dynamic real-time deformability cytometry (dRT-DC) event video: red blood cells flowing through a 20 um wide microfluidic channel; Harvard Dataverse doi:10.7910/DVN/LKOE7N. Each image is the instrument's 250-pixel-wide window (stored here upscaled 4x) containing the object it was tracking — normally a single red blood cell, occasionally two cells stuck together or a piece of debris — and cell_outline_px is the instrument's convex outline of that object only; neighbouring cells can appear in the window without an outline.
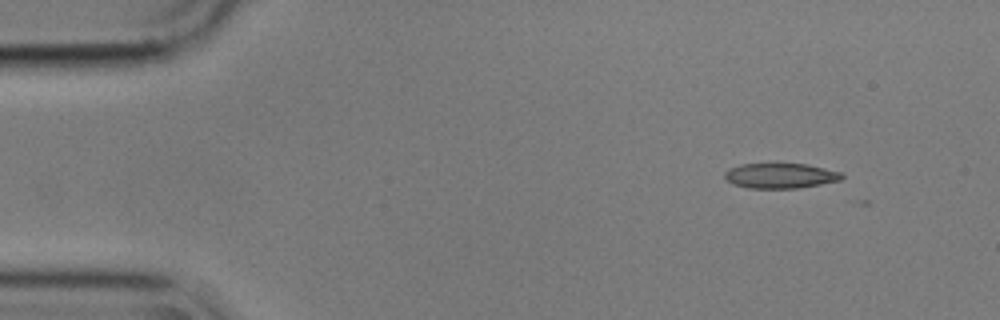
{"species": "common noctule bat (a hibernating species)", "species_latin": "Nyctalus noctula", "temperature_condition": "cold", "stored_images_in_passage": 8, "camera_frame_rate_fps": 3000, "um_per_image_px": 0.085, "animal": {"sex": "male", "body_mass_g": 17.9}, "frame": {"image": 1, "passage_image": 2, "time_ms": 0.333, "image_size_px": [1000, 320], "cell_outline_px": [[844, 176], [840, 180], [820, 184], [796, 188], [748, 188], [732, 184], [724, 176], [724, 172], [728, 168], [740, 164], [808, 164], [840, 172]], "centroid_in_image_um": [66.29, 14.93], "position_along_channel_um": 18.7, "area_um2": 17.05}}